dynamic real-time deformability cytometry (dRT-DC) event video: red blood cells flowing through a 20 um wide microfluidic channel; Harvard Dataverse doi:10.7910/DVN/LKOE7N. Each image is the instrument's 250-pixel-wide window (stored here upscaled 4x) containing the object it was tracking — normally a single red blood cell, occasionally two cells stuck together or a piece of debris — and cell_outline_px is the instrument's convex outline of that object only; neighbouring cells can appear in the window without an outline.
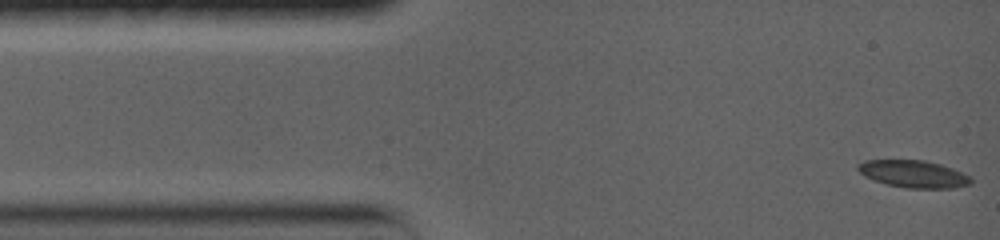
{"species": "common noctule bat (a hibernating species)", "species_latin": "Nyctalus noctula", "temperature_condition": "warm", "stored_images_in_passage": 30, "camera_frame_rate_fps": 5000, "um_per_image_px": 0.085, "animal": {"sex": "female", "body_mass_g": 19.0, "forearm_length_mm": 56.7}, "frame": {"image": 1, "passage_image": 1, "time_ms": 0.0, "image_size_px": [1000, 240], "cell_outline_px": [[972, 184], [952, 188], [908, 188], [888, 184], [864, 176], [856, 168], [856, 164], [864, 160], [924, 160], [940, 164], [952, 168], [972, 176]], "centroid_in_image_um": [77.67, 14.78], "position_along_channel_um": 7.3, "area_um2": 17.98}}
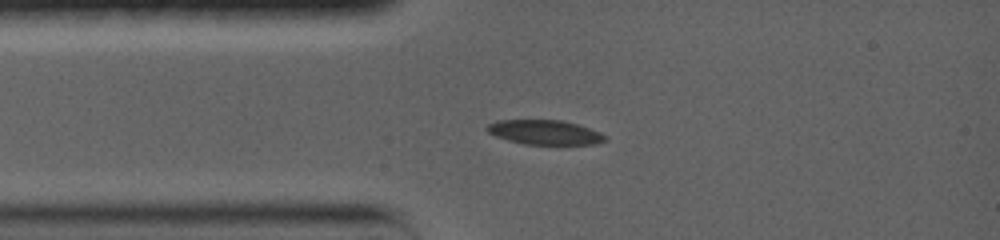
{"frame": {"image": 2, "passage_image": 18, "time_ms": 2.8, "image_size_px": [1000, 240], "cell_outline_px": [[608, 140], [596, 144], [524, 144], [508, 140], [496, 136], [488, 132], [484, 128], [488, 124], [496, 120], [560, 120], [576, 124], [600, 132], [608, 136]], "centroid_in_image_um": [46.31, 11.24], "position_along_channel_um": 38.7, "area_um2": 16.88}}
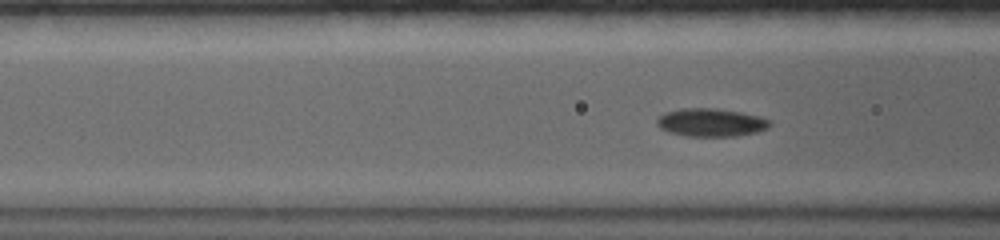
{"frame": {"image": 3, "passage_image": 30, "time_ms": 4.8, "image_size_px": [1000, 240], "cell_outline_px": [[772, 124], [768, 128], [756, 132], [736, 136], [684, 136], [660, 128], [656, 124], [656, 120], [664, 112], [680, 108], [716, 108], [740, 112], [760, 116], [772, 120]], "centroid_in_image_um": [60.45, 10.4], "position_along_channel_um": 106.1, "area_um2": 18.61}}